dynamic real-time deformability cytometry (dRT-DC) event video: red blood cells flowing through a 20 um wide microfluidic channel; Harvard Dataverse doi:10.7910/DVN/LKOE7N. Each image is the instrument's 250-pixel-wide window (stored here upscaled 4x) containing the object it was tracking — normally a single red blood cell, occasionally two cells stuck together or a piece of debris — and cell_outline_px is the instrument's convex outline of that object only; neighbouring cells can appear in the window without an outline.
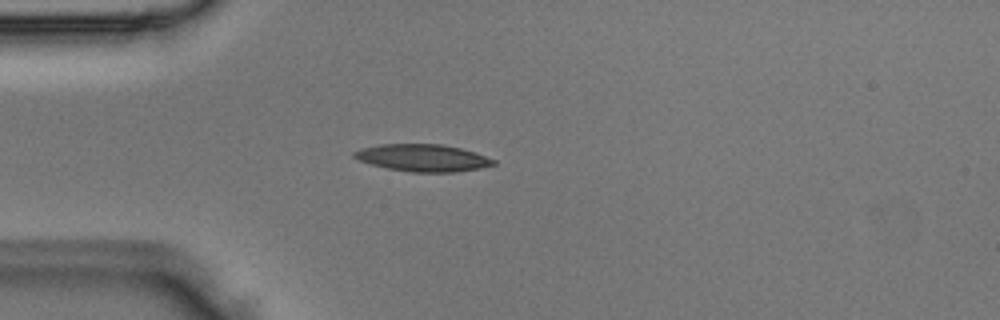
{"species": "Egyptian fruit bat (a non-hibernating species)", "species_latin": "Rousettus aegyptiacus", "temperature_condition": "room temperature", "stored_images_in_passage": 5, "camera_frame_rate_fps": 3000, "um_per_image_px": 0.085, "animal": {"sex": "male"}, "frame": {"image": 1, "passage_image": 4, "time_ms": 1.0, "image_size_px": [1000, 320], "cell_outline_px": [[496, 164], [480, 168], [452, 172], [412, 172], [388, 168], [372, 164], [360, 160], [352, 156], [352, 152], [360, 148], [380, 144], [440, 144], [460, 148], [476, 152], [496, 160]], "centroid_in_image_um": [35.94, 13.41], "position_along_channel_um": 49.1, "area_um2": 21.96}}